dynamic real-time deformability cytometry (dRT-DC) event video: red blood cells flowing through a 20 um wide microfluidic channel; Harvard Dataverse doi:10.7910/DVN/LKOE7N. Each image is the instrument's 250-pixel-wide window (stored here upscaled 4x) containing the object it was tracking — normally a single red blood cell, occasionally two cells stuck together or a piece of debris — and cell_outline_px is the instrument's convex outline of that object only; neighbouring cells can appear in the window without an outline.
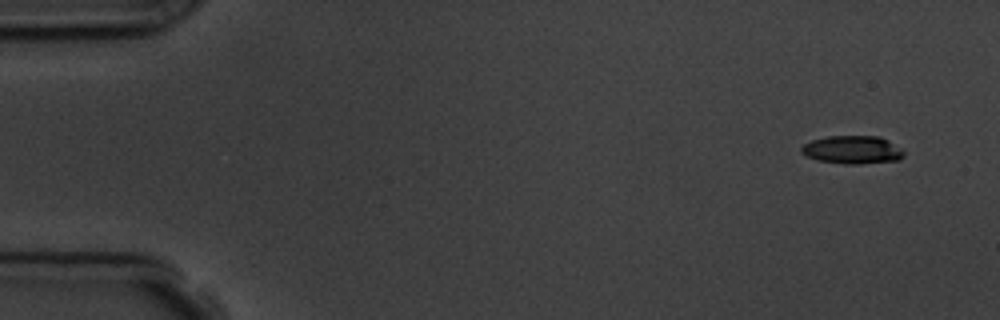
{"species": "common noctule bat (a hibernating species)", "species_latin": "Nyctalus noctula", "temperature_condition": "room temperature", "stored_images_in_passage": 6, "segment_of_instrument_passage": [2, 2], "camera_frame_rate_fps": 3000, "um_per_image_px": 0.085, "animal": {"sex": "male", "body_mass_g": 19.5, "forearm_length_mm": 54.6}, "frame": {"image": 1, "passage_image": 6, "time_ms": 6.0, "image_size_px": [1000, 320], "cell_outline_px": [[904, 156], [900, 160], [860, 164], [844, 164], [816, 160], [800, 152], [800, 148], [804, 144], [812, 140], [828, 136], [880, 136], [888, 140], [900, 148], [904, 152]], "centroid_in_image_um": [72.46, 12.73], "position_along_channel_um": 12.5, "area_um2": 16.88}}